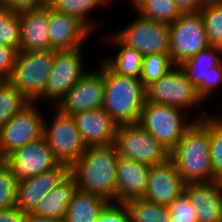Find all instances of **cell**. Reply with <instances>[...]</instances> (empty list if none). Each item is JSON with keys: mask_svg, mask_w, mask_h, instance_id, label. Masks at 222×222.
I'll list each match as a JSON object with an SVG mask.
<instances>
[{"mask_svg": "<svg viewBox=\"0 0 222 222\" xmlns=\"http://www.w3.org/2000/svg\"><path fill=\"white\" fill-rule=\"evenodd\" d=\"M119 153L115 144L89 146L70 167L78 189L116 202V179Z\"/></svg>", "mask_w": 222, "mask_h": 222, "instance_id": "obj_2", "label": "cell"}, {"mask_svg": "<svg viewBox=\"0 0 222 222\" xmlns=\"http://www.w3.org/2000/svg\"><path fill=\"white\" fill-rule=\"evenodd\" d=\"M186 183L178 173L176 165L166 162L149 166L144 199L159 205L169 204L185 190Z\"/></svg>", "mask_w": 222, "mask_h": 222, "instance_id": "obj_17", "label": "cell"}, {"mask_svg": "<svg viewBox=\"0 0 222 222\" xmlns=\"http://www.w3.org/2000/svg\"><path fill=\"white\" fill-rule=\"evenodd\" d=\"M170 57L175 65L209 47L200 12L182 13L169 24Z\"/></svg>", "mask_w": 222, "mask_h": 222, "instance_id": "obj_10", "label": "cell"}, {"mask_svg": "<svg viewBox=\"0 0 222 222\" xmlns=\"http://www.w3.org/2000/svg\"><path fill=\"white\" fill-rule=\"evenodd\" d=\"M17 181L9 164L0 159V209L16 206Z\"/></svg>", "mask_w": 222, "mask_h": 222, "instance_id": "obj_34", "label": "cell"}, {"mask_svg": "<svg viewBox=\"0 0 222 222\" xmlns=\"http://www.w3.org/2000/svg\"><path fill=\"white\" fill-rule=\"evenodd\" d=\"M109 203L105 198L77 190L68 204L65 222H97L100 213Z\"/></svg>", "mask_w": 222, "mask_h": 222, "instance_id": "obj_24", "label": "cell"}, {"mask_svg": "<svg viewBox=\"0 0 222 222\" xmlns=\"http://www.w3.org/2000/svg\"><path fill=\"white\" fill-rule=\"evenodd\" d=\"M69 174L70 167L59 164L47 172L17 182L16 207L23 213H31Z\"/></svg>", "mask_w": 222, "mask_h": 222, "instance_id": "obj_15", "label": "cell"}, {"mask_svg": "<svg viewBox=\"0 0 222 222\" xmlns=\"http://www.w3.org/2000/svg\"><path fill=\"white\" fill-rule=\"evenodd\" d=\"M208 115L204 113L194 118L169 153V159L176 165L186 184L213 181Z\"/></svg>", "mask_w": 222, "mask_h": 222, "instance_id": "obj_1", "label": "cell"}, {"mask_svg": "<svg viewBox=\"0 0 222 222\" xmlns=\"http://www.w3.org/2000/svg\"><path fill=\"white\" fill-rule=\"evenodd\" d=\"M102 108L118 125L137 124L146 101V88L140 78L118 75L104 63Z\"/></svg>", "mask_w": 222, "mask_h": 222, "instance_id": "obj_3", "label": "cell"}, {"mask_svg": "<svg viewBox=\"0 0 222 222\" xmlns=\"http://www.w3.org/2000/svg\"><path fill=\"white\" fill-rule=\"evenodd\" d=\"M111 44L119 50L117 54L102 60L113 72L122 76L139 78L142 70L143 56L134 48L123 44L115 35L109 36ZM112 39V40H111Z\"/></svg>", "mask_w": 222, "mask_h": 222, "instance_id": "obj_25", "label": "cell"}, {"mask_svg": "<svg viewBox=\"0 0 222 222\" xmlns=\"http://www.w3.org/2000/svg\"><path fill=\"white\" fill-rule=\"evenodd\" d=\"M19 14L0 6V44L15 48L19 52Z\"/></svg>", "mask_w": 222, "mask_h": 222, "instance_id": "obj_32", "label": "cell"}, {"mask_svg": "<svg viewBox=\"0 0 222 222\" xmlns=\"http://www.w3.org/2000/svg\"><path fill=\"white\" fill-rule=\"evenodd\" d=\"M149 166L136 160L119 156L116 179V202L126 203L143 198L148 181Z\"/></svg>", "mask_w": 222, "mask_h": 222, "instance_id": "obj_19", "label": "cell"}, {"mask_svg": "<svg viewBox=\"0 0 222 222\" xmlns=\"http://www.w3.org/2000/svg\"><path fill=\"white\" fill-rule=\"evenodd\" d=\"M114 144L119 156L147 166L161 164L169 159L170 152L138 123L118 125Z\"/></svg>", "mask_w": 222, "mask_h": 222, "instance_id": "obj_7", "label": "cell"}, {"mask_svg": "<svg viewBox=\"0 0 222 222\" xmlns=\"http://www.w3.org/2000/svg\"><path fill=\"white\" fill-rule=\"evenodd\" d=\"M45 5H49L51 2H53L54 0H43Z\"/></svg>", "mask_w": 222, "mask_h": 222, "instance_id": "obj_44", "label": "cell"}, {"mask_svg": "<svg viewBox=\"0 0 222 222\" xmlns=\"http://www.w3.org/2000/svg\"><path fill=\"white\" fill-rule=\"evenodd\" d=\"M199 5L202 8L207 7V6H213V5H218L221 4L222 0H198Z\"/></svg>", "mask_w": 222, "mask_h": 222, "instance_id": "obj_43", "label": "cell"}, {"mask_svg": "<svg viewBox=\"0 0 222 222\" xmlns=\"http://www.w3.org/2000/svg\"><path fill=\"white\" fill-rule=\"evenodd\" d=\"M19 51H43L49 49L48 5L19 14Z\"/></svg>", "mask_w": 222, "mask_h": 222, "instance_id": "obj_21", "label": "cell"}, {"mask_svg": "<svg viewBox=\"0 0 222 222\" xmlns=\"http://www.w3.org/2000/svg\"><path fill=\"white\" fill-rule=\"evenodd\" d=\"M28 101L8 81H0V130Z\"/></svg>", "mask_w": 222, "mask_h": 222, "instance_id": "obj_29", "label": "cell"}, {"mask_svg": "<svg viewBox=\"0 0 222 222\" xmlns=\"http://www.w3.org/2000/svg\"><path fill=\"white\" fill-rule=\"evenodd\" d=\"M124 27L114 35L142 56L170 53L168 23L145 19L138 15L132 23Z\"/></svg>", "mask_w": 222, "mask_h": 222, "instance_id": "obj_11", "label": "cell"}, {"mask_svg": "<svg viewBox=\"0 0 222 222\" xmlns=\"http://www.w3.org/2000/svg\"><path fill=\"white\" fill-rule=\"evenodd\" d=\"M170 222H198L190 194L184 190L169 204Z\"/></svg>", "mask_w": 222, "mask_h": 222, "instance_id": "obj_35", "label": "cell"}, {"mask_svg": "<svg viewBox=\"0 0 222 222\" xmlns=\"http://www.w3.org/2000/svg\"><path fill=\"white\" fill-rule=\"evenodd\" d=\"M220 83H222V61L217 66L210 68L207 74V99Z\"/></svg>", "mask_w": 222, "mask_h": 222, "instance_id": "obj_39", "label": "cell"}, {"mask_svg": "<svg viewBox=\"0 0 222 222\" xmlns=\"http://www.w3.org/2000/svg\"><path fill=\"white\" fill-rule=\"evenodd\" d=\"M82 53V48L55 52L52 70L41 100L49 101V103H53V107H56L87 72L83 70Z\"/></svg>", "mask_w": 222, "mask_h": 222, "instance_id": "obj_12", "label": "cell"}, {"mask_svg": "<svg viewBox=\"0 0 222 222\" xmlns=\"http://www.w3.org/2000/svg\"><path fill=\"white\" fill-rule=\"evenodd\" d=\"M209 115L210 158L213 181L222 183V115Z\"/></svg>", "mask_w": 222, "mask_h": 222, "instance_id": "obj_30", "label": "cell"}, {"mask_svg": "<svg viewBox=\"0 0 222 222\" xmlns=\"http://www.w3.org/2000/svg\"><path fill=\"white\" fill-rule=\"evenodd\" d=\"M98 71H87L68 91L56 108L63 114L73 116L80 112L98 109L104 99V62L99 63Z\"/></svg>", "mask_w": 222, "mask_h": 222, "instance_id": "obj_13", "label": "cell"}, {"mask_svg": "<svg viewBox=\"0 0 222 222\" xmlns=\"http://www.w3.org/2000/svg\"><path fill=\"white\" fill-rule=\"evenodd\" d=\"M146 102L185 109L187 114L203 103L196 88L178 65L146 87Z\"/></svg>", "mask_w": 222, "mask_h": 222, "instance_id": "obj_6", "label": "cell"}, {"mask_svg": "<svg viewBox=\"0 0 222 222\" xmlns=\"http://www.w3.org/2000/svg\"><path fill=\"white\" fill-rule=\"evenodd\" d=\"M73 118L86 147L114 143L117 125L102 107L77 113Z\"/></svg>", "mask_w": 222, "mask_h": 222, "instance_id": "obj_18", "label": "cell"}, {"mask_svg": "<svg viewBox=\"0 0 222 222\" xmlns=\"http://www.w3.org/2000/svg\"><path fill=\"white\" fill-rule=\"evenodd\" d=\"M221 61L222 48L209 46L178 65L203 102L207 99V74L210 68L217 66Z\"/></svg>", "mask_w": 222, "mask_h": 222, "instance_id": "obj_22", "label": "cell"}, {"mask_svg": "<svg viewBox=\"0 0 222 222\" xmlns=\"http://www.w3.org/2000/svg\"><path fill=\"white\" fill-rule=\"evenodd\" d=\"M26 222H65L63 219L26 213Z\"/></svg>", "mask_w": 222, "mask_h": 222, "instance_id": "obj_42", "label": "cell"}, {"mask_svg": "<svg viewBox=\"0 0 222 222\" xmlns=\"http://www.w3.org/2000/svg\"><path fill=\"white\" fill-rule=\"evenodd\" d=\"M111 0H54L49 5L66 15L80 20L92 33L98 28L96 20L89 19L92 10L102 5H107ZM100 5V6H99Z\"/></svg>", "mask_w": 222, "mask_h": 222, "instance_id": "obj_27", "label": "cell"}, {"mask_svg": "<svg viewBox=\"0 0 222 222\" xmlns=\"http://www.w3.org/2000/svg\"><path fill=\"white\" fill-rule=\"evenodd\" d=\"M97 222H130L127 204L123 202H109L100 213Z\"/></svg>", "mask_w": 222, "mask_h": 222, "instance_id": "obj_36", "label": "cell"}, {"mask_svg": "<svg viewBox=\"0 0 222 222\" xmlns=\"http://www.w3.org/2000/svg\"><path fill=\"white\" fill-rule=\"evenodd\" d=\"M175 64L172 62L170 54H151L143 56L140 80L146 88L152 82L160 79Z\"/></svg>", "mask_w": 222, "mask_h": 222, "instance_id": "obj_31", "label": "cell"}, {"mask_svg": "<svg viewBox=\"0 0 222 222\" xmlns=\"http://www.w3.org/2000/svg\"><path fill=\"white\" fill-rule=\"evenodd\" d=\"M53 110L52 122L49 124L44 119L43 135L56 160L71 167L84 153L86 145L73 116L61 113L56 107Z\"/></svg>", "mask_w": 222, "mask_h": 222, "instance_id": "obj_9", "label": "cell"}, {"mask_svg": "<svg viewBox=\"0 0 222 222\" xmlns=\"http://www.w3.org/2000/svg\"><path fill=\"white\" fill-rule=\"evenodd\" d=\"M55 50L19 51L8 81L28 102H40L50 76Z\"/></svg>", "mask_w": 222, "mask_h": 222, "instance_id": "obj_4", "label": "cell"}, {"mask_svg": "<svg viewBox=\"0 0 222 222\" xmlns=\"http://www.w3.org/2000/svg\"><path fill=\"white\" fill-rule=\"evenodd\" d=\"M37 104L28 102L1 128L0 159L43 136L45 116Z\"/></svg>", "mask_w": 222, "mask_h": 222, "instance_id": "obj_8", "label": "cell"}, {"mask_svg": "<svg viewBox=\"0 0 222 222\" xmlns=\"http://www.w3.org/2000/svg\"><path fill=\"white\" fill-rule=\"evenodd\" d=\"M91 34L80 20L48 5L49 49L63 51L82 48Z\"/></svg>", "mask_w": 222, "mask_h": 222, "instance_id": "obj_16", "label": "cell"}, {"mask_svg": "<svg viewBox=\"0 0 222 222\" xmlns=\"http://www.w3.org/2000/svg\"><path fill=\"white\" fill-rule=\"evenodd\" d=\"M138 15L150 20L173 23L182 12L175 0H132Z\"/></svg>", "mask_w": 222, "mask_h": 222, "instance_id": "obj_26", "label": "cell"}, {"mask_svg": "<svg viewBox=\"0 0 222 222\" xmlns=\"http://www.w3.org/2000/svg\"><path fill=\"white\" fill-rule=\"evenodd\" d=\"M0 6L20 14L45 6L43 0H1Z\"/></svg>", "mask_w": 222, "mask_h": 222, "instance_id": "obj_38", "label": "cell"}, {"mask_svg": "<svg viewBox=\"0 0 222 222\" xmlns=\"http://www.w3.org/2000/svg\"><path fill=\"white\" fill-rule=\"evenodd\" d=\"M199 12L203 17L209 46L222 48V4L204 7Z\"/></svg>", "mask_w": 222, "mask_h": 222, "instance_id": "obj_33", "label": "cell"}, {"mask_svg": "<svg viewBox=\"0 0 222 222\" xmlns=\"http://www.w3.org/2000/svg\"><path fill=\"white\" fill-rule=\"evenodd\" d=\"M4 160L17 182L47 172L60 164L44 135L16 149Z\"/></svg>", "mask_w": 222, "mask_h": 222, "instance_id": "obj_14", "label": "cell"}, {"mask_svg": "<svg viewBox=\"0 0 222 222\" xmlns=\"http://www.w3.org/2000/svg\"><path fill=\"white\" fill-rule=\"evenodd\" d=\"M0 222H26V213L21 212L16 206L0 209Z\"/></svg>", "mask_w": 222, "mask_h": 222, "instance_id": "obj_40", "label": "cell"}, {"mask_svg": "<svg viewBox=\"0 0 222 222\" xmlns=\"http://www.w3.org/2000/svg\"><path fill=\"white\" fill-rule=\"evenodd\" d=\"M185 190L190 194L198 222H222L221 182L188 183Z\"/></svg>", "mask_w": 222, "mask_h": 222, "instance_id": "obj_20", "label": "cell"}, {"mask_svg": "<svg viewBox=\"0 0 222 222\" xmlns=\"http://www.w3.org/2000/svg\"><path fill=\"white\" fill-rule=\"evenodd\" d=\"M175 2L182 13L199 12L201 9L198 0H175Z\"/></svg>", "mask_w": 222, "mask_h": 222, "instance_id": "obj_41", "label": "cell"}, {"mask_svg": "<svg viewBox=\"0 0 222 222\" xmlns=\"http://www.w3.org/2000/svg\"><path fill=\"white\" fill-rule=\"evenodd\" d=\"M130 222H170L169 207L159 205L144 198H135L126 202Z\"/></svg>", "mask_w": 222, "mask_h": 222, "instance_id": "obj_28", "label": "cell"}, {"mask_svg": "<svg viewBox=\"0 0 222 222\" xmlns=\"http://www.w3.org/2000/svg\"><path fill=\"white\" fill-rule=\"evenodd\" d=\"M77 190V182L69 174L54 190L44 196L31 213L64 220L68 204Z\"/></svg>", "mask_w": 222, "mask_h": 222, "instance_id": "obj_23", "label": "cell"}, {"mask_svg": "<svg viewBox=\"0 0 222 222\" xmlns=\"http://www.w3.org/2000/svg\"><path fill=\"white\" fill-rule=\"evenodd\" d=\"M18 51L0 44V80H8L12 74Z\"/></svg>", "mask_w": 222, "mask_h": 222, "instance_id": "obj_37", "label": "cell"}, {"mask_svg": "<svg viewBox=\"0 0 222 222\" xmlns=\"http://www.w3.org/2000/svg\"><path fill=\"white\" fill-rule=\"evenodd\" d=\"M185 113L177 107L145 101L138 124L170 152L193 123L186 121Z\"/></svg>", "mask_w": 222, "mask_h": 222, "instance_id": "obj_5", "label": "cell"}]
</instances>
